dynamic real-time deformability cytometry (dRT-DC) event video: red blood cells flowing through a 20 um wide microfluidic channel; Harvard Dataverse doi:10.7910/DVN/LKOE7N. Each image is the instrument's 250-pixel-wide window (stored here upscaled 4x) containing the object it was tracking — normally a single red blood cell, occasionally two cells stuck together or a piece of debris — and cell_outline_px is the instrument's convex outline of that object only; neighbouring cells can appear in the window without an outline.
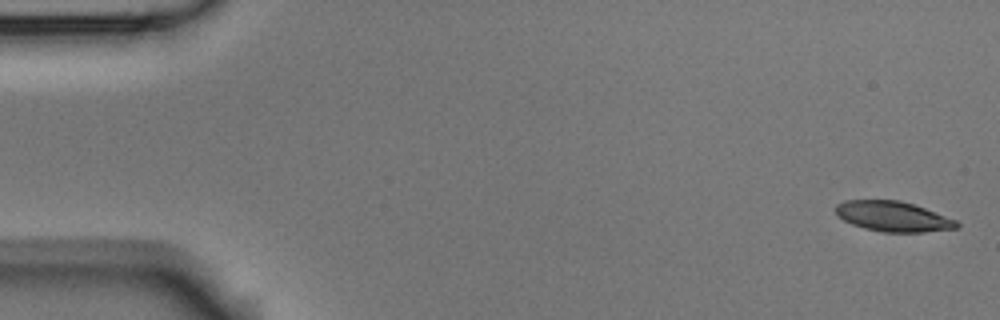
{"species": "Egyptian fruit bat (a non-hibernating species)", "species_latin": "Rousettus aegyptiacus", "temperature_condition": "room temperature", "stored_images_in_passage": 6, "segment_of_instrument_passage": [1, 2], "camera_frame_rate_fps": 3000, "um_per_image_px": 0.085, "animal": {"sex": "male"}, "frame": {"image": 1, "passage_image": 1, "time_ms": 0.0, "image_size_px": [1000, 320], "cell_outline_px": [[960, 224], [956, 228], [924, 232], [884, 232], [864, 228], [852, 224], [836, 216], [836, 204], [844, 200], [900, 200], [924, 208], [956, 220]], "centroid_in_image_um": [75.87, 18.39], "position_along_channel_um": 9.1, "area_um2": 21.15}}
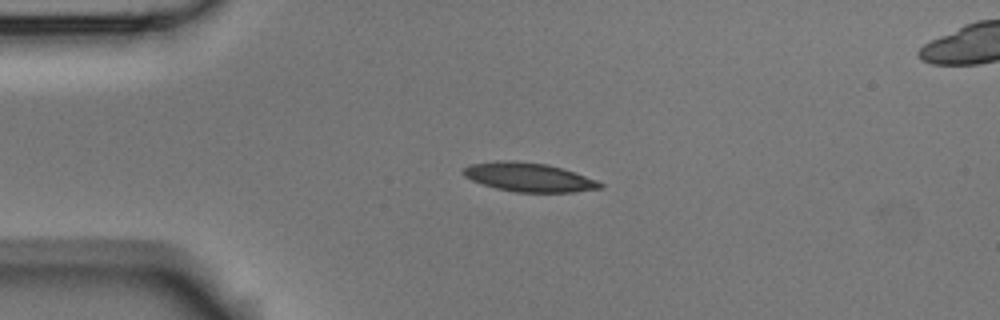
{"frame": {"image": 2, "passage_image": 4, "time_ms": 1.0, "image_size_px": [1000, 320], "cell_outline_px": [[604, 188], [572, 192], [516, 192], [496, 188], [472, 180], [464, 176], [460, 172], [464, 168], [472, 164], [500, 160], [516, 160], [548, 164], [596, 180], [604, 184]], "centroid_in_image_um": [44.93, 15.06], "position_along_channel_um": 40.1, "area_um2": 22.89}}